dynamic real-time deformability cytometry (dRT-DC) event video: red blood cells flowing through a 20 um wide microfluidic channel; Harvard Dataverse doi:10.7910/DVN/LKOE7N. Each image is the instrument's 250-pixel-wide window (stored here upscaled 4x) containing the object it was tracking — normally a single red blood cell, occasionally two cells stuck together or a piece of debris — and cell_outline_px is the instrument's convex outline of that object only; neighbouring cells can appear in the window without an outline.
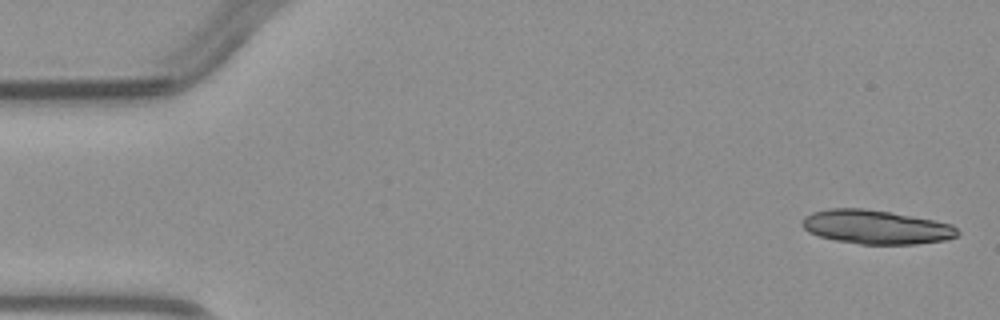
{"species": "common noctule bat (a hibernating species)", "species_latin": "Nyctalus noctula", "temperature_condition": "warm", "stored_images_in_passage": 4, "camera_frame_rate_fps": 3000, "um_per_image_px": 0.085, "animal": {"sex": "male", "body_mass_g": 23.1, "forearm_length_mm": 52.7}, "frame": {"image": 1, "passage_image": 1, "time_ms": 0.0, "image_size_px": [1000, 320], "cell_outline_px": [[960, 232], [956, 236], [944, 240], [916, 244], [860, 244], [836, 240], [820, 236], [808, 232], [800, 224], [800, 220], [804, 216], [812, 212], [828, 208], [864, 208], [912, 216], [952, 224]], "centroid_in_image_um": [74.41, 19.29], "position_along_channel_um": 10.6, "area_um2": 30.69}}